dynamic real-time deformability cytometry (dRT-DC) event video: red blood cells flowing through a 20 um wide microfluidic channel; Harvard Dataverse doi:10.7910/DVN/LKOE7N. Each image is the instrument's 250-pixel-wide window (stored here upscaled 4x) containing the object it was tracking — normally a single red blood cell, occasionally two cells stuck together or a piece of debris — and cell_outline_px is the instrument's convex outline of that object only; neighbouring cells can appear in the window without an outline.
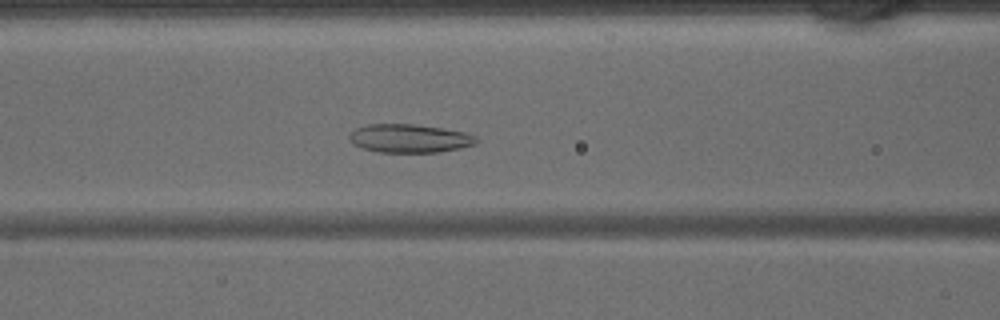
{"species": "common noctule bat (a hibernating species)", "species_latin": "Nyctalus noctula", "temperature_condition": "warm", "stored_images_in_passage": 45, "camera_frame_rate_fps": 3000, "um_per_image_px": 0.085, "animal": {"sex": "male", "body_mass_g": 15.6}, "frame": {"image": 1, "passage_image": 19, "time_ms": 6.0, "image_size_px": [1000, 320], "cell_outline_px": [[480, 140], [476, 144], [460, 148], [440, 152], [376, 152], [364, 148], [356, 144], [348, 136], [356, 128], [368, 124], [412, 124], [440, 128], [464, 132], [476, 136]], "centroid_in_image_um": [34.86, 11.76], "position_along_channel_um": 131.7, "area_um2": 20.87}}
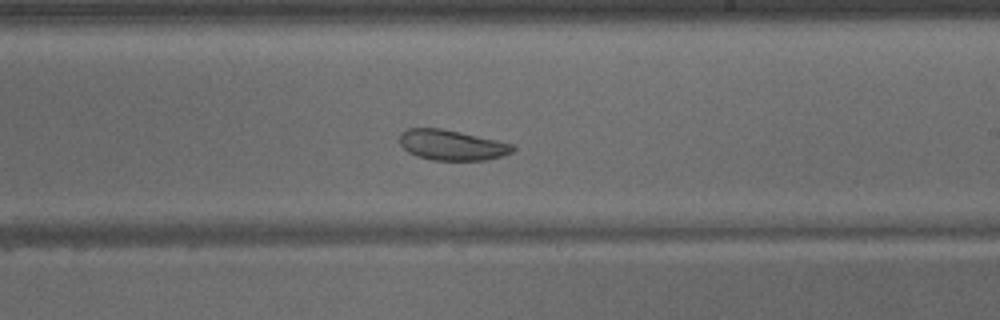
{"frame": {"image": 2, "passage_image": 27, "time_ms": 8.667, "image_size_px": [1000, 320], "cell_outline_px": [[516, 148], [512, 152], [500, 156], [484, 160], [432, 160], [416, 156], [408, 152], [400, 144], [400, 132], [408, 128], [440, 128], [460, 132], [496, 140], [512, 144]], "centroid_in_image_um": [38.37, 12.33], "position_along_channel_um": 250.6, "area_um2": 19.88}}
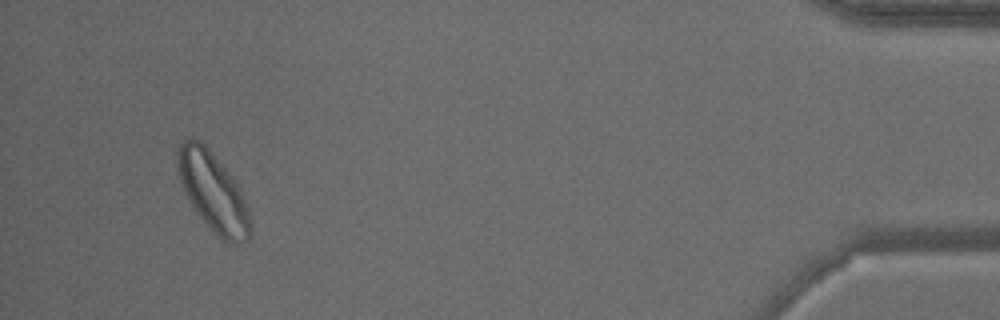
{"frame": {"image": 3, "passage_image": 43, "time_ms": 14.0, "image_size_px": [1000, 320], "cell_outline_px": [[252, 232], [248, 240], [240, 244], [228, 244], [216, 236], [208, 228], [196, 212], [188, 200], [184, 192], [180, 180], [176, 160], [176, 152], [180, 144], [188, 136], [200, 140], [208, 148], [232, 176], [240, 188], [248, 208], [252, 228]], "centroid_in_image_um": [18.12, 16.36], "position_along_channel_um": 417.1, "area_um2": 34.1}}